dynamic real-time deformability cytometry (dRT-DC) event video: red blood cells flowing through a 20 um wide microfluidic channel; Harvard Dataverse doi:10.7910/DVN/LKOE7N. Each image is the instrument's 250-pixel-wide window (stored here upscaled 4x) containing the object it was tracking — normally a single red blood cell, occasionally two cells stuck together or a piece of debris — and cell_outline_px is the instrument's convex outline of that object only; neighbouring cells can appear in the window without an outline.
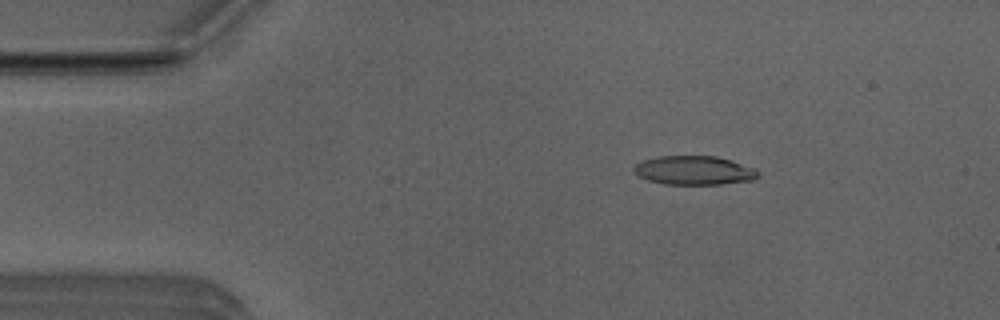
{"species": "Egyptian fruit bat (a non-hibernating species)", "species_latin": "Rousettus aegyptiacus", "temperature_condition": "room temperature", "stored_images_in_passage": 4, "camera_frame_rate_fps": 3000, "um_per_image_px": 0.085, "animal": {"sex": "male"}, "frame": {"image": 1, "passage_image": 2, "time_ms": 0.333, "image_size_px": [1000, 320], "cell_outline_px": [[760, 176], [752, 180], [720, 184], [664, 184], [648, 180], [636, 176], [632, 172], [632, 168], [640, 160], [660, 156], [716, 156], [732, 160], [752, 168], [760, 172]], "centroid_in_image_um": [58.94, 14.48], "position_along_channel_um": 26.1, "area_um2": 21.1}}